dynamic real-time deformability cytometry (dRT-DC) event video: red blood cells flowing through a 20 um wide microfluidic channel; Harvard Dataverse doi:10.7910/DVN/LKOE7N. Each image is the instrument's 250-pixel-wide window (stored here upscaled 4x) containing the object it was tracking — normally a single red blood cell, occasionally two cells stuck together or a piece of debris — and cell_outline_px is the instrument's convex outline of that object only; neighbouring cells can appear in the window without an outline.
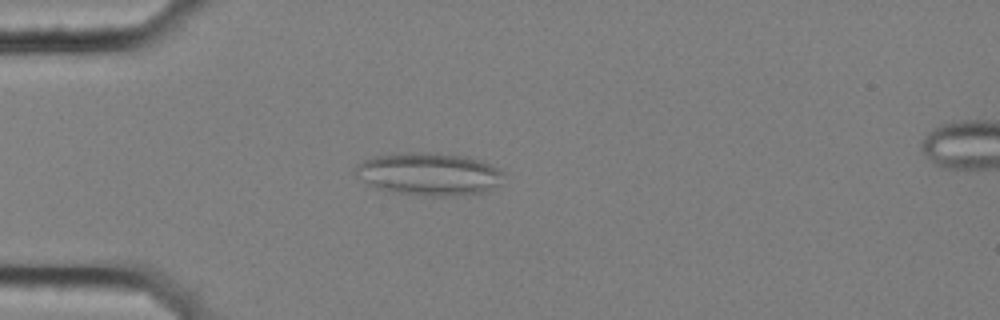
{"species": "common noctule bat (a hibernating species)", "species_latin": "Nyctalus noctula", "temperature_condition": "cold", "stored_images_in_passage": 57, "segment_of_instrument_passage": [1, 2], "camera_frame_rate_fps": 3000, "um_per_image_px": 0.085, "animal": {"sex": "female", "body_mass_g": 25.1}, "frame": {"image": 1, "passage_image": 16, "time_ms": 5.0, "image_size_px": [1000, 320], "cell_outline_px": [[504, 172], [500, 184], [484, 192], [460, 196], [424, 196], [388, 192], [376, 188], [368, 184], [356, 172], [356, 164], [372, 156], [392, 152], [420, 152], [468, 156], [492, 164]], "centroid_in_image_um": [36.47, 14.79], "position_along_channel_um": 48.5, "area_um2": 37.4}}